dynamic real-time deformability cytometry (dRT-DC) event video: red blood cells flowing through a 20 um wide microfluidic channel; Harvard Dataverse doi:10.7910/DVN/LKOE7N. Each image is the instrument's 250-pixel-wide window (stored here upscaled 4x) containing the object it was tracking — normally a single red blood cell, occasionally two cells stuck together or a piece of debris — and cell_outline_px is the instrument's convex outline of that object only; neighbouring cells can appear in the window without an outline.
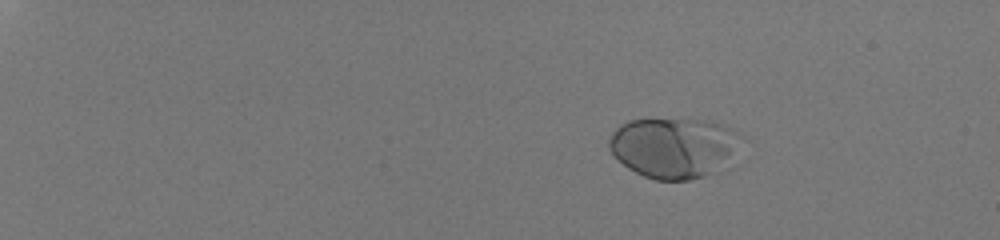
{"species": "human", "species_latin": "Homo sapiens", "temperature_condition": "room temperature", "stored_images_in_passage": 43, "camera_frame_rate_fps": 3000, "um_per_image_px": 0.085, "donor": {"sex": "male"}, "frame": {"image": 1, "passage_image": 2, "time_ms": 0.333, "image_size_px": [1000, 240], "cell_outline_px": [[736, 132], [728, 152], [704, 176], [688, 180], [656, 180], [644, 176], [628, 168], [608, 148], [608, 140], [612, 132], [620, 124], [628, 120], [712, 120]], "centroid_in_image_um": [57.02, 12.52], "position_along_channel_um": 28.0, "area_um2": 43.93}}
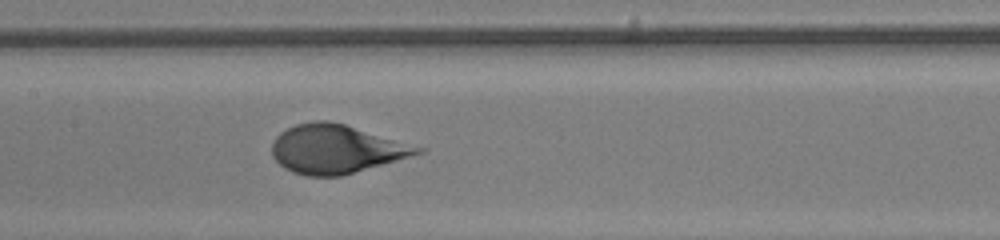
{"frame": {"image": 2, "passage_image": 25, "time_ms": 8.0, "image_size_px": [1000, 240], "cell_outline_px": [[428, 148], [424, 152], [340, 176], [308, 176], [292, 172], [284, 168], [272, 156], [272, 144], [276, 136], [280, 132], [296, 124], [312, 120], [328, 120], [344, 124]], "centroid_in_image_um": [28.56, 12.65], "position_along_channel_um": 178.8, "area_um2": 41.21}}
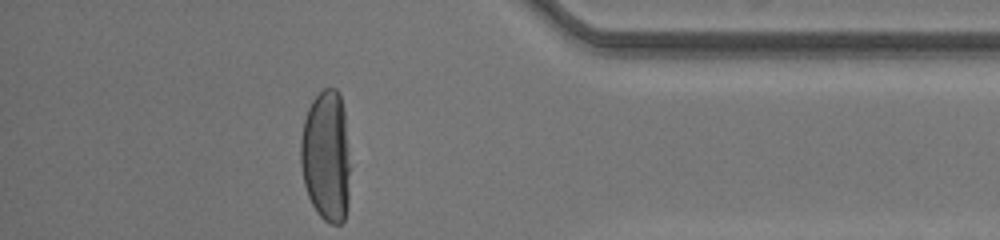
{"frame": {"image": 3, "passage_image": 43, "time_ms": 14.0, "image_size_px": [1000, 240], "cell_outline_px": [[348, 204], [344, 220], [340, 224], [332, 224], [324, 220], [316, 212], [308, 196], [304, 184], [300, 164], [300, 140], [304, 120], [308, 108], [312, 100], [324, 88], [336, 88], [340, 92], [344, 108], [348, 164]], "centroid_in_image_um": [27.7, 13.26], "position_along_channel_um": 407.5, "area_um2": 37.86}}